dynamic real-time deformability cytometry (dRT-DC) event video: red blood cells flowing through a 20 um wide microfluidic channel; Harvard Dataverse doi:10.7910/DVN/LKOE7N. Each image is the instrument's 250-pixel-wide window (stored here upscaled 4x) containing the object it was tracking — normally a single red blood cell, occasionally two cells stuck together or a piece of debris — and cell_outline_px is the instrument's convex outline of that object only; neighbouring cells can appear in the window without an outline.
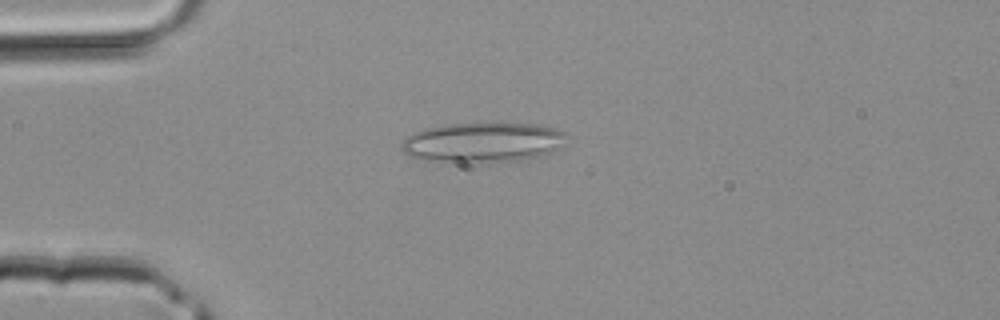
{"species": "common noctule bat (a hibernating species)", "species_latin": "Nyctalus noctula", "temperature_condition": "room temperature", "stored_images_in_passage": 34, "camera_frame_rate_fps": 3000, "um_per_image_px": 0.085, "animal": {"sex": "male", "body_mass_g": 20.4}, "frame": {"image": 1, "passage_image": 3, "time_ms": 0.667, "image_size_px": [1000, 320], "cell_outline_px": [[564, 136], [556, 148], [552, 152], [540, 156], [516, 160], [460, 164], [424, 160], [412, 156], [404, 152], [400, 148], [400, 144], [408, 136], [424, 128], [444, 124], [536, 124], [552, 128], [564, 132]], "centroid_in_image_um": [40.93, 12.13], "position_along_channel_um": 44.1, "area_um2": 38.09}}
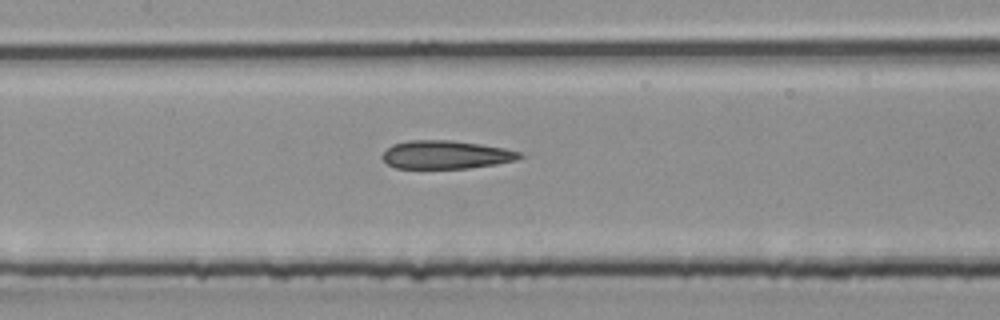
{"frame": {"image": 2, "passage_image": 12, "time_ms": 3.667, "image_size_px": [1000, 320], "cell_outline_px": [[524, 156], [516, 160], [496, 164], [468, 168], [396, 168], [388, 164], [380, 156], [392, 144], [408, 140], [452, 140], [480, 144], [504, 148], [520, 152]], "centroid_in_image_um": [37.89, 13.14], "position_along_channel_um": 169.5, "area_um2": 22.6}}
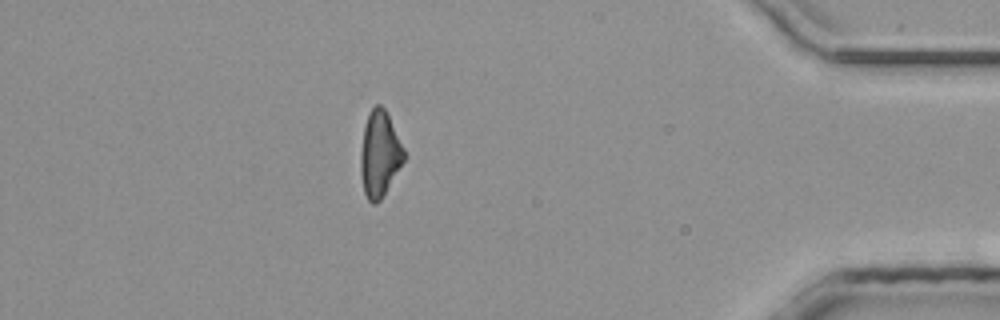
{"frame": {"image": 3, "passage_image": 29, "time_ms": 9.333, "image_size_px": [1000, 320], "cell_outline_px": [[408, 156], [380, 200], [376, 204], [372, 204], [368, 200], [364, 192], [360, 172], [360, 152], [364, 128], [368, 112], [376, 104], [380, 104], [384, 108]], "centroid_in_image_um": [32.27, 13.11], "position_along_channel_um": 402.9, "area_um2": 21.79}}